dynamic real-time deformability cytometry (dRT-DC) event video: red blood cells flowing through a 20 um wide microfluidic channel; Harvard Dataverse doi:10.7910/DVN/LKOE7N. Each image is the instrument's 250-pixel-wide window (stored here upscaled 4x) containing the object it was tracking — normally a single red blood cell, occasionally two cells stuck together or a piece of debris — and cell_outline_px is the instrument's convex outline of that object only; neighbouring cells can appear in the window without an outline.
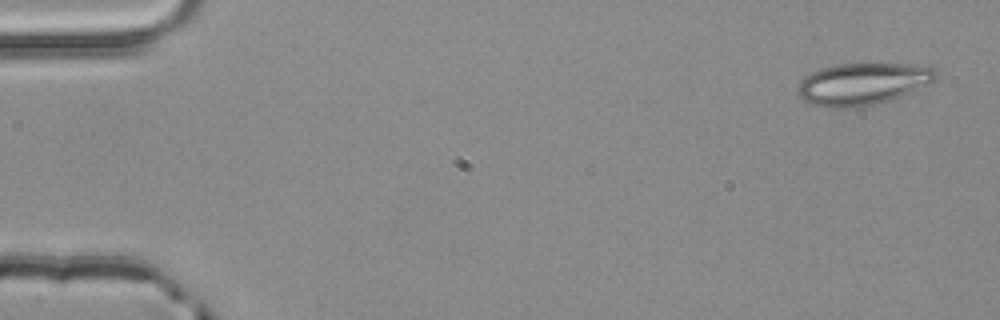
{"species": "common noctule bat (a hibernating species)", "species_latin": "Nyctalus noctula", "temperature_condition": "room temperature", "stored_images_in_passage": 3, "camera_frame_rate_fps": 3000, "um_per_image_px": 0.085, "animal": {"sex": "male", "body_mass_g": 20.4}, "frame": {"image": 1, "passage_image": 1, "time_ms": 0.0, "image_size_px": [1000, 320], "cell_outline_px": [[940, 76], [908, 92], [888, 100], [876, 104], [856, 108], [824, 108], [808, 104], [796, 92], [796, 88], [800, 80], [804, 76], [820, 68], [836, 64], [912, 64], [936, 68], [940, 72]], "centroid_in_image_um": [73.24, 7.13], "position_along_channel_um": 11.8, "area_um2": 33.93}}